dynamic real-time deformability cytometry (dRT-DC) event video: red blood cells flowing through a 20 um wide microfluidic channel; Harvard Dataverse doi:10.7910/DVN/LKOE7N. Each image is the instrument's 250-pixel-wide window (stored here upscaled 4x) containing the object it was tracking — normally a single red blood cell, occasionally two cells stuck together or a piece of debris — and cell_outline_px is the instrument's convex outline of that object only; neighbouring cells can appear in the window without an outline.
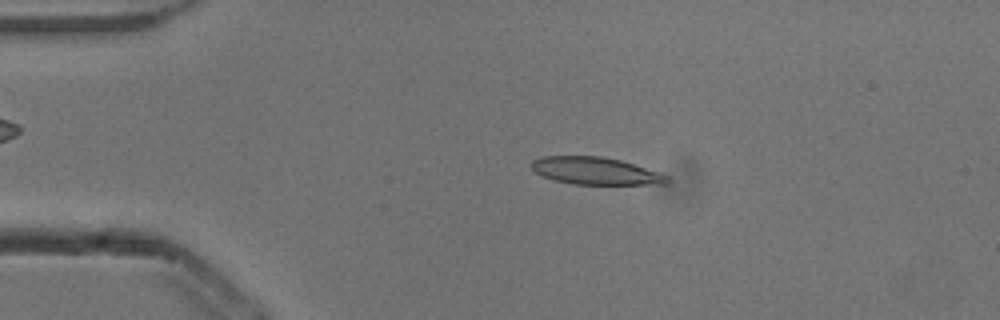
{"species": "common noctule bat (a hibernating species)", "species_latin": "Nyctalus noctula", "temperature_condition": "cold", "stored_images_in_passage": 3, "camera_frame_rate_fps": 3000, "um_per_image_px": 0.085, "animal": {"sex": "male", "body_mass_g": 13.3}, "frame": {"image": 1, "passage_image": 2, "time_ms": 0.333, "image_size_px": [1000, 320], "cell_outline_px": [[672, 180], [668, 184], [572, 184], [556, 180], [544, 176], [536, 172], [532, 168], [532, 160], [544, 156], [600, 156], [620, 160], [660, 172], [668, 176]], "centroid_in_image_um": [50.68, 14.53], "position_along_channel_um": 34.3, "area_um2": 21.5}}